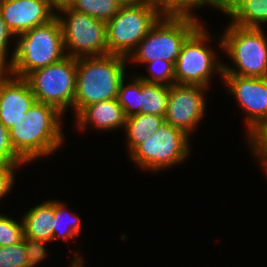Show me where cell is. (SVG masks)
<instances>
[{"instance_id": "cell-1", "label": "cell", "mask_w": 267, "mask_h": 267, "mask_svg": "<svg viewBox=\"0 0 267 267\" xmlns=\"http://www.w3.org/2000/svg\"><path fill=\"white\" fill-rule=\"evenodd\" d=\"M62 117L54 106L36 101L8 129L14 151L26 163L54 154L65 144Z\"/></svg>"}, {"instance_id": "cell-2", "label": "cell", "mask_w": 267, "mask_h": 267, "mask_svg": "<svg viewBox=\"0 0 267 267\" xmlns=\"http://www.w3.org/2000/svg\"><path fill=\"white\" fill-rule=\"evenodd\" d=\"M126 57L108 54L76 58L75 117L95 102L116 99L120 83L127 78Z\"/></svg>"}, {"instance_id": "cell-3", "label": "cell", "mask_w": 267, "mask_h": 267, "mask_svg": "<svg viewBox=\"0 0 267 267\" xmlns=\"http://www.w3.org/2000/svg\"><path fill=\"white\" fill-rule=\"evenodd\" d=\"M15 49L5 69L10 75L26 78L31 72L67 56L62 26L57 16L15 37Z\"/></svg>"}, {"instance_id": "cell-4", "label": "cell", "mask_w": 267, "mask_h": 267, "mask_svg": "<svg viewBox=\"0 0 267 267\" xmlns=\"http://www.w3.org/2000/svg\"><path fill=\"white\" fill-rule=\"evenodd\" d=\"M217 36L219 46L230 57L233 67L223 63V74L267 77V38L263 28H245L232 24Z\"/></svg>"}, {"instance_id": "cell-5", "label": "cell", "mask_w": 267, "mask_h": 267, "mask_svg": "<svg viewBox=\"0 0 267 267\" xmlns=\"http://www.w3.org/2000/svg\"><path fill=\"white\" fill-rule=\"evenodd\" d=\"M201 23L189 16H162L127 60L141 65L162 59L175 66L183 43Z\"/></svg>"}, {"instance_id": "cell-6", "label": "cell", "mask_w": 267, "mask_h": 267, "mask_svg": "<svg viewBox=\"0 0 267 267\" xmlns=\"http://www.w3.org/2000/svg\"><path fill=\"white\" fill-rule=\"evenodd\" d=\"M189 140L190 136L183 130L164 121L129 154L130 160L148 172L171 168L187 160L191 148Z\"/></svg>"}, {"instance_id": "cell-7", "label": "cell", "mask_w": 267, "mask_h": 267, "mask_svg": "<svg viewBox=\"0 0 267 267\" xmlns=\"http://www.w3.org/2000/svg\"><path fill=\"white\" fill-rule=\"evenodd\" d=\"M202 23L183 43L174 66L177 84L210 87L213 73L223 78V62L219 61L215 50L211 49L209 32Z\"/></svg>"}, {"instance_id": "cell-8", "label": "cell", "mask_w": 267, "mask_h": 267, "mask_svg": "<svg viewBox=\"0 0 267 267\" xmlns=\"http://www.w3.org/2000/svg\"><path fill=\"white\" fill-rule=\"evenodd\" d=\"M37 102L54 106L63 115L73 109L76 91V58L68 55L43 68L31 72L26 78Z\"/></svg>"}, {"instance_id": "cell-9", "label": "cell", "mask_w": 267, "mask_h": 267, "mask_svg": "<svg viewBox=\"0 0 267 267\" xmlns=\"http://www.w3.org/2000/svg\"><path fill=\"white\" fill-rule=\"evenodd\" d=\"M162 16L145 5L121 6L106 23L108 53L128 58Z\"/></svg>"}, {"instance_id": "cell-10", "label": "cell", "mask_w": 267, "mask_h": 267, "mask_svg": "<svg viewBox=\"0 0 267 267\" xmlns=\"http://www.w3.org/2000/svg\"><path fill=\"white\" fill-rule=\"evenodd\" d=\"M59 13L56 16L62 26L64 47L69 57L79 58L109 54L105 22L78 12L71 7L62 9Z\"/></svg>"}, {"instance_id": "cell-11", "label": "cell", "mask_w": 267, "mask_h": 267, "mask_svg": "<svg viewBox=\"0 0 267 267\" xmlns=\"http://www.w3.org/2000/svg\"><path fill=\"white\" fill-rule=\"evenodd\" d=\"M222 81L228 87L229 94L245 113L247 137L252 138L262 127L267 125V77H245L223 74ZM245 111V112H244Z\"/></svg>"}, {"instance_id": "cell-12", "label": "cell", "mask_w": 267, "mask_h": 267, "mask_svg": "<svg viewBox=\"0 0 267 267\" xmlns=\"http://www.w3.org/2000/svg\"><path fill=\"white\" fill-rule=\"evenodd\" d=\"M206 90V87L199 85H170L165 122L191 136L206 114Z\"/></svg>"}, {"instance_id": "cell-13", "label": "cell", "mask_w": 267, "mask_h": 267, "mask_svg": "<svg viewBox=\"0 0 267 267\" xmlns=\"http://www.w3.org/2000/svg\"><path fill=\"white\" fill-rule=\"evenodd\" d=\"M0 12L14 37L56 16L47 0H0Z\"/></svg>"}, {"instance_id": "cell-14", "label": "cell", "mask_w": 267, "mask_h": 267, "mask_svg": "<svg viewBox=\"0 0 267 267\" xmlns=\"http://www.w3.org/2000/svg\"><path fill=\"white\" fill-rule=\"evenodd\" d=\"M36 102L25 78L0 70V121L9 129Z\"/></svg>"}, {"instance_id": "cell-15", "label": "cell", "mask_w": 267, "mask_h": 267, "mask_svg": "<svg viewBox=\"0 0 267 267\" xmlns=\"http://www.w3.org/2000/svg\"><path fill=\"white\" fill-rule=\"evenodd\" d=\"M75 119V126L79 131H84L89 124L99 131H115L117 128L123 129L126 123L123 108L117 98L90 104L84 107Z\"/></svg>"}, {"instance_id": "cell-16", "label": "cell", "mask_w": 267, "mask_h": 267, "mask_svg": "<svg viewBox=\"0 0 267 267\" xmlns=\"http://www.w3.org/2000/svg\"><path fill=\"white\" fill-rule=\"evenodd\" d=\"M220 11L236 26L261 28L267 24V0H221Z\"/></svg>"}, {"instance_id": "cell-17", "label": "cell", "mask_w": 267, "mask_h": 267, "mask_svg": "<svg viewBox=\"0 0 267 267\" xmlns=\"http://www.w3.org/2000/svg\"><path fill=\"white\" fill-rule=\"evenodd\" d=\"M55 215V200L44 201L30 208L24 216V237L51 242L53 235V217Z\"/></svg>"}, {"instance_id": "cell-18", "label": "cell", "mask_w": 267, "mask_h": 267, "mask_svg": "<svg viewBox=\"0 0 267 267\" xmlns=\"http://www.w3.org/2000/svg\"><path fill=\"white\" fill-rule=\"evenodd\" d=\"M164 121L163 116L153 114H136L126 118L123 129L128 141V153H131L138 145L146 141L149 135L156 132Z\"/></svg>"}, {"instance_id": "cell-19", "label": "cell", "mask_w": 267, "mask_h": 267, "mask_svg": "<svg viewBox=\"0 0 267 267\" xmlns=\"http://www.w3.org/2000/svg\"><path fill=\"white\" fill-rule=\"evenodd\" d=\"M170 86L148 83L141 80L140 114H153L165 117Z\"/></svg>"}, {"instance_id": "cell-20", "label": "cell", "mask_w": 267, "mask_h": 267, "mask_svg": "<svg viewBox=\"0 0 267 267\" xmlns=\"http://www.w3.org/2000/svg\"><path fill=\"white\" fill-rule=\"evenodd\" d=\"M66 208L65 203L55 199V215L52 223L54 240L62 238L68 242L79 236L82 229L81 218L75 213L68 212Z\"/></svg>"}, {"instance_id": "cell-21", "label": "cell", "mask_w": 267, "mask_h": 267, "mask_svg": "<svg viewBox=\"0 0 267 267\" xmlns=\"http://www.w3.org/2000/svg\"><path fill=\"white\" fill-rule=\"evenodd\" d=\"M115 0H74L71 8L107 23L120 9Z\"/></svg>"}, {"instance_id": "cell-22", "label": "cell", "mask_w": 267, "mask_h": 267, "mask_svg": "<svg viewBox=\"0 0 267 267\" xmlns=\"http://www.w3.org/2000/svg\"><path fill=\"white\" fill-rule=\"evenodd\" d=\"M204 6L213 7L220 11L221 0H162V15L189 16L200 19L194 10L202 9L201 7Z\"/></svg>"}, {"instance_id": "cell-23", "label": "cell", "mask_w": 267, "mask_h": 267, "mask_svg": "<svg viewBox=\"0 0 267 267\" xmlns=\"http://www.w3.org/2000/svg\"><path fill=\"white\" fill-rule=\"evenodd\" d=\"M135 76V77H134ZM132 83H126L125 78L120 83L117 100L122 106L126 118L140 114L141 79L134 74Z\"/></svg>"}, {"instance_id": "cell-24", "label": "cell", "mask_w": 267, "mask_h": 267, "mask_svg": "<svg viewBox=\"0 0 267 267\" xmlns=\"http://www.w3.org/2000/svg\"><path fill=\"white\" fill-rule=\"evenodd\" d=\"M149 76H138L141 80L148 83L162 84L170 86L175 83L174 78V65L171 62L165 60H154L146 63Z\"/></svg>"}, {"instance_id": "cell-25", "label": "cell", "mask_w": 267, "mask_h": 267, "mask_svg": "<svg viewBox=\"0 0 267 267\" xmlns=\"http://www.w3.org/2000/svg\"><path fill=\"white\" fill-rule=\"evenodd\" d=\"M16 221L5 214H0V246H11L24 238L23 220Z\"/></svg>"}, {"instance_id": "cell-26", "label": "cell", "mask_w": 267, "mask_h": 267, "mask_svg": "<svg viewBox=\"0 0 267 267\" xmlns=\"http://www.w3.org/2000/svg\"><path fill=\"white\" fill-rule=\"evenodd\" d=\"M0 267H28L24 238L14 245L0 246Z\"/></svg>"}, {"instance_id": "cell-27", "label": "cell", "mask_w": 267, "mask_h": 267, "mask_svg": "<svg viewBox=\"0 0 267 267\" xmlns=\"http://www.w3.org/2000/svg\"><path fill=\"white\" fill-rule=\"evenodd\" d=\"M0 163L6 165H26V162L14 151L8 129L0 121Z\"/></svg>"}, {"instance_id": "cell-28", "label": "cell", "mask_w": 267, "mask_h": 267, "mask_svg": "<svg viewBox=\"0 0 267 267\" xmlns=\"http://www.w3.org/2000/svg\"><path fill=\"white\" fill-rule=\"evenodd\" d=\"M248 142L251 153L258 159L267 174V125L262 127Z\"/></svg>"}, {"instance_id": "cell-29", "label": "cell", "mask_w": 267, "mask_h": 267, "mask_svg": "<svg viewBox=\"0 0 267 267\" xmlns=\"http://www.w3.org/2000/svg\"><path fill=\"white\" fill-rule=\"evenodd\" d=\"M47 243L48 241L24 237L28 267H35L38 263H41L42 260H45L48 255V250L45 247Z\"/></svg>"}, {"instance_id": "cell-30", "label": "cell", "mask_w": 267, "mask_h": 267, "mask_svg": "<svg viewBox=\"0 0 267 267\" xmlns=\"http://www.w3.org/2000/svg\"><path fill=\"white\" fill-rule=\"evenodd\" d=\"M14 38L13 34L7 28L0 12V70H5L10 64L8 48L12 40H14L13 43H15Z\"/></svg>"}, {"instance_id": "cell-31", "label": "cell", "mask_w": 267, "mask_h": 267, "mask_svg": "<svg viewBox=\"0 0 267 267\" xmlns=\"http://www.w3.org/2000/svg\"><path fill=\"white\" fill-rule=\"evenodd\" d=\"M21 165H6L0 163V200L12 190L15 180V170Z\"/></svg>"}, {"instance_id": "cell-32", "label": "cell", "mask_w": 267, "mask_h": 267, "mask_svg": "<svg viewBox=\"0 0 267 267\" xmlns=\"http://www.w3.org/2000/svg\"><path fill=\"white\" fill-rule=\"evenodd\" d=\"M50 8L57 14L62 9L72 6L74 0H47ZM56 9V10H55Z\"/></svg>"}, {"instance_id": "cell-33", "label": "cell", "mask_w": 267, "mask_h": 267, "mask_svg": "<svg viewBox=\"0 0 267 267\" xmlns=\"http://www.w3.org/2000/svg\"><path fill=\"white\" fill-rule=\"evenodd\" d=\"M132 3L152 7L162 14V0H132Z\"/></svg>"}, {"instance_id": "cell-34", "label": "cell", "mask_w": 267, "mask_h": 267, "mask_svg": "<svg viewBox=\"0 0 267 267\" xmlns=\"http://www.w3.org/2000/svg\"><path fill=\"white\" fill-rule=\"evenodd\" d=\"M74 258L72 259L70 265L68 267H85L83 264V258L80 255V253H73Z\"/></svg>"}, {"instance_id": "cell-35", "label": "cell", "mask_w": 267, "mask_h": 267, "mask_svg": "<svg viewBox=\"0 0 267 267\" xmlns=\"http://www.w3.org/2000/svg\"><path fill=\"white\" fill-rule=\"evenodd\" d=\"M117 3H119L121 6H127L132 5V0H115Z\"/></svg>"}]
</instances>
